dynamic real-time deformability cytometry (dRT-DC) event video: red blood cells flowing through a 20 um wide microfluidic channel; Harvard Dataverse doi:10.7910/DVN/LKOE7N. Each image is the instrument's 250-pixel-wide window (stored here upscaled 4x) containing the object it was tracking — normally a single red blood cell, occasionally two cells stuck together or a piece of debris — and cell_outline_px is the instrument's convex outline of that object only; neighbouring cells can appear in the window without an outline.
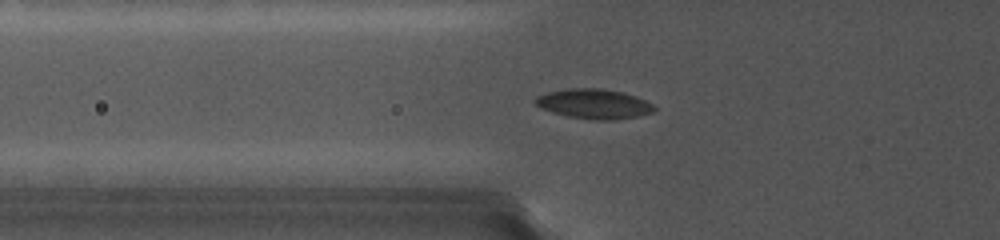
{"species": "common noctule bat (a hibernating species)", "species_latin": "Nyctalus noctula", "temperature_condition": "cold", "stored_images_in_passage": 28, "camera_frame_rate_fps": 5000, "um_per_image_px": 0.085, "animal": {"sex": "female", "body_mass_g": 19.0, "forearm_length_mm": 56.7}, "frame": {"image": 1, "passage_image": 20, "time_ms": 5.8, "image_size_px": [1000, 240], "cell_outline_px": [[656, 108], [652, 112], [640, 116], [616, 120], [592, 120], [568, 116], [552, 112], [540, 108], [532, 100], [536, 96], [548, 92], [572, 88], [596, 88], [620, 92], [636, 96], [652, 104]], "centroid_in_image_um": [50.47, 8.84], "position_along_channel_um": 75.3, "area_um2": 20.58}}